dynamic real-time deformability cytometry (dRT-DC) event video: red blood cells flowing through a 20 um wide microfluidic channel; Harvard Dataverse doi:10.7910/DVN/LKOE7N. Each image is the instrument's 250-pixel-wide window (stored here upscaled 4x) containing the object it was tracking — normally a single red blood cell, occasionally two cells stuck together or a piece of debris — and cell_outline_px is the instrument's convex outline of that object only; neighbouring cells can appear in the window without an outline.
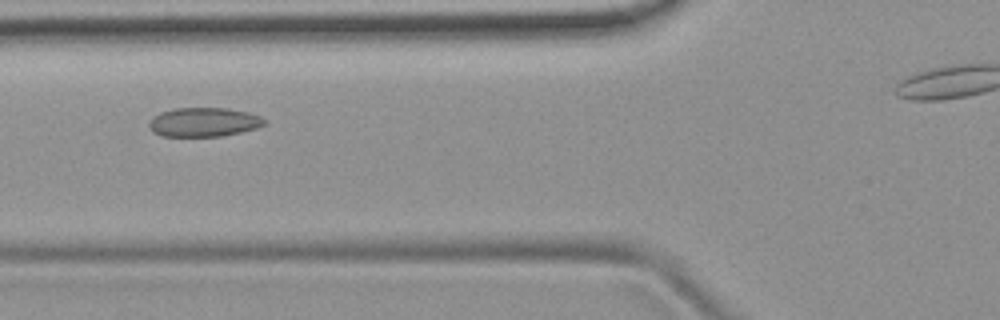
{"species": "common noctule bat (a hibernating species)", "species_latin": "Nyctalus noctula", "temperature_condition": "room temperature", "stored_images_in_passage": 6, "camera_frame_rate_fps": 3000, "um_per_image_px": 0.085, "animal": {"sex": "female", "body_mass_g": 19.9}, "frame": {"image": 1, "passage_image": 4, "time_ms": 3.333, "image_size_px": [1000, 320], "cell_outline_px": [[268, 120], [264, 124], [256, 128], [240, 132], [220, 136], [160, 136], [152, 132], [148, 124], [160, 112], [176, 108], [228, 108], [248, 112], [260, 116]], "centroid_in_image_um": [17.34, 10.38], "position_along_channel_um": 108.5, "area_um2": 19.48}}
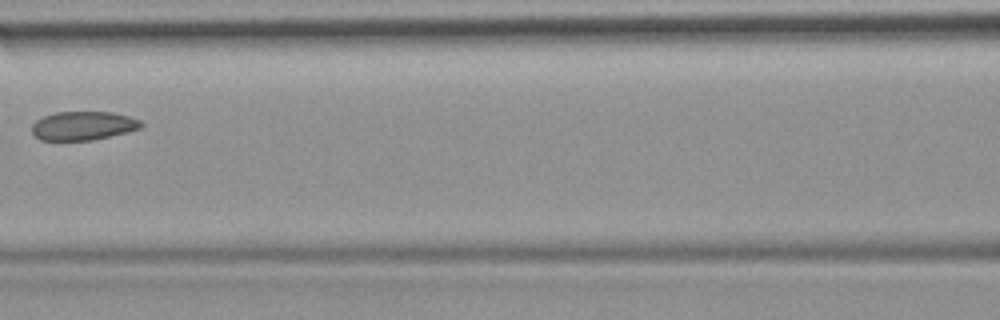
{"frame": {"image": 2, "passage_image": 5, "time_ms": 4.667, "image_size_px": [1000, 320], "cell_outline_px": [[144, 124], [140, 128], [128, 132], [92, 140], [40, 140], [32, 132], [32, 124], [36, 120], [44, 116], [56, 112], [112, 112], [128, 116], [140, 120]], "centroid_in_image_um": [7.07, 10.69], "position_along_channel_um": 159.5, "area_um2": 18.26}}
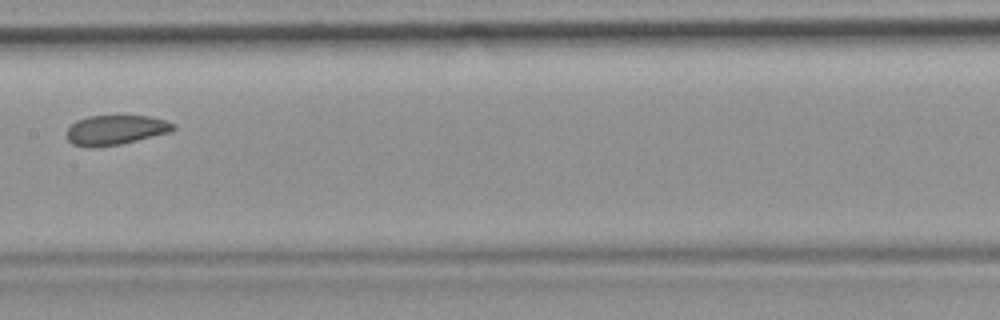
{"frame": {"image": 3, "passage_image": 6, "time_ms": 5.667, "image_size_px": [1000, 320], "cell_outline_px": [[176, 128], [172, 132], [120, 144], [92, 148], [72, 144], [68, 140], [68, 128], [76, 120], [88, 116], [148, 116], [164, 120], [176, 124]], "centroid_in_image_um": [9.85, 11.05], "position_along_channel_um": 197.6, "area_um2": 18.44}}